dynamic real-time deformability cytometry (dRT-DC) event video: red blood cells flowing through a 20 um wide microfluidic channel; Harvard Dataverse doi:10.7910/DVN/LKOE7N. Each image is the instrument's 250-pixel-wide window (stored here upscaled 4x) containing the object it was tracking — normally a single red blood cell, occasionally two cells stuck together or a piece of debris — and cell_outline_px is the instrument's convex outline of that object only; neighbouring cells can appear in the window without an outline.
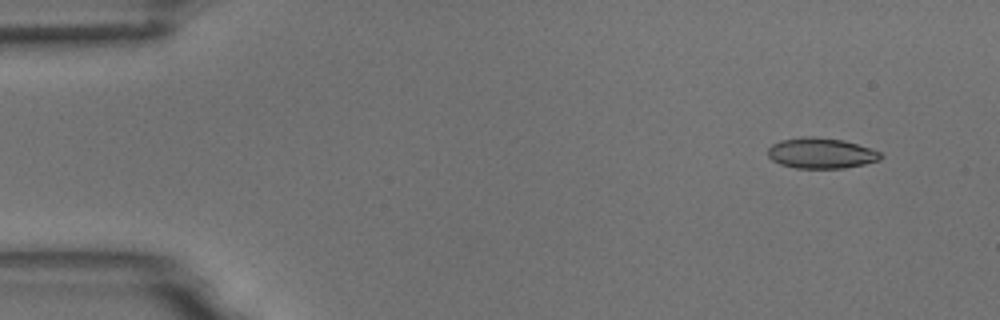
{"species": "common noctule bat (a hibernating species)", "species_latin": "Nyctalus noctula", "temperature_condition": "room temperature", "stored_images_in_passage": 5, "camera_frame_rate_fps": 3000, "um_per_image_px": 0.085, "animal": {"sex": "male", "body_mass_g": 18.8}, "frame": {"image": 1, "passage_image": 2, "time_ms": 0.333, "image_size_px": [1000, 320], "cell_outline_px": [[884, 156], [880, 160], [864, 164], [844, 168], [796, 168], [780, 164], [772, 160], [768, 156], [768, 148], [772, 144], [780, 140], [804, 136], [816, 136], [844, 140], [880, 152]], "centroid_in_image_um": [69.77, 13.01], "position_along_channel_um": 15.2, "area_um2": 20.17}}
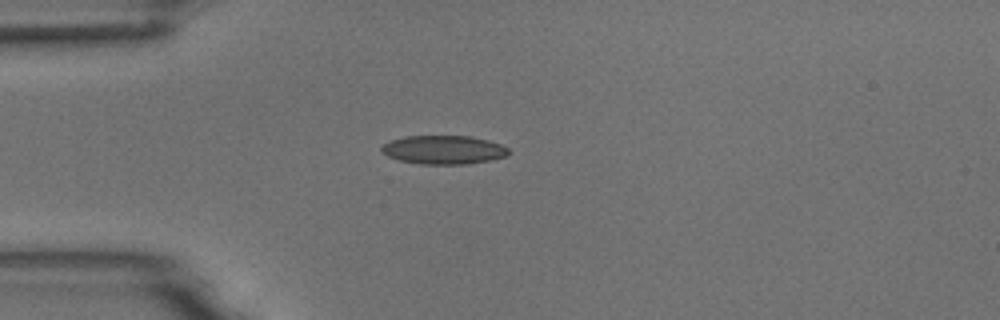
{"frame": {"image": 2, "passage_image": 5, "time_ms": 1.333, "image_size_px": [1000, 320], "cell_outline_px": [[512, 152], [508, 156], [468, 164], [420, 164], [400, 160], [388, 156], [380, 148], [384, 144], [392, 140], [404, 136], [472, 136], [488, 140], [500, 144], [508, 148]], "centroid_in_image_um": [37.76, 12.73], "position_along_channel_um": 47.2, "area_um2": 21.21}}